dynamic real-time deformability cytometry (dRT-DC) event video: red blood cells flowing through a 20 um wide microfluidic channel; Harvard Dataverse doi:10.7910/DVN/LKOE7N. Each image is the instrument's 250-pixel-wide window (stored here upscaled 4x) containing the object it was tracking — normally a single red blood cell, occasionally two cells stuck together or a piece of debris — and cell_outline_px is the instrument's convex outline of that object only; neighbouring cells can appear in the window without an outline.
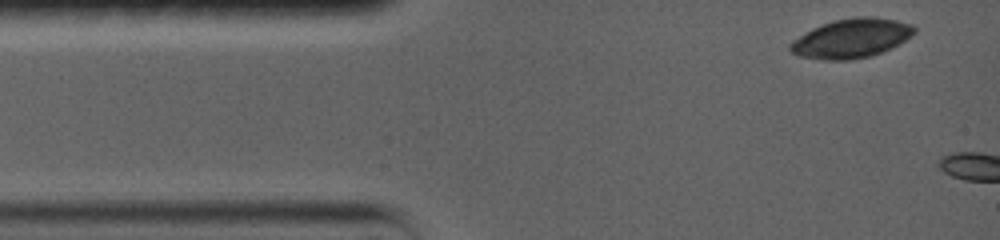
{"species": "common noctule bat (a hibernating species)", "species_latin": "Nyctalus noctula", "temperature_condition": "warm", "stored_images_in_passage": 3, "camera_frame_rate_fps": 5000, "um_per_image_px": 0.085, "animal": {"sex": "female", "body_mass_g": 19.0, "forearm_length_mm": 56.7}, "frame": {"image": 1, "passage_image": 1, "time_ms": 0.0, "image_size_px": [1000, 240], "cell_outline_px": [[916, 32], [892, 48], [868, 56], [848, 60], [824, 60], [800, 56], [792, 52], [788, 48], [788, 44], [792, 40], [812, 28], [832, 20], [856, 16], [872, 16], [896, 20], [912, 24], [916, 28]], "centroid_in_image_um": [72.35, 3.24], "position_along_channel_um": 12.7, "area_um2": 28.38}}